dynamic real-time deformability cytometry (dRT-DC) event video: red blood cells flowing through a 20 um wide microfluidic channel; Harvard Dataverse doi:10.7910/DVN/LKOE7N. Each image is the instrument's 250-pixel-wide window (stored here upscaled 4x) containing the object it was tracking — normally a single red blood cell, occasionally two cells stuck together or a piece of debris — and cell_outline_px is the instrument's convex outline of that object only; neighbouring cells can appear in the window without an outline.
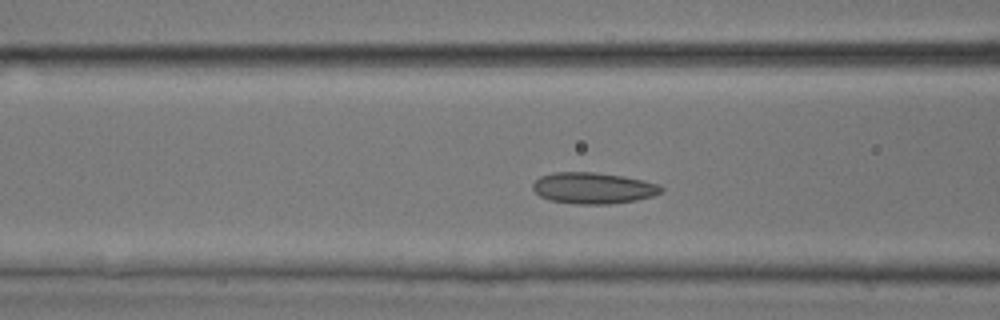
{"species": "common noctule bat (a hibernating species)", "species_latin": "Nyctalus noctula", "temperature_condition": "room temperature", "stored_images_in_passage": 40, "segment_of_instrument_passage": [1, 2], "camera_frame_rate_fps": 3000, "um_per_image_px": 0.085, "animal": {"sex": "male", "body_mass_g": 17.9, "forearm_length_mm": 54.2}, "frame": {"image": 1, "passage_image": 13, "time_ms": 4.0, "image_size_px": [1000, 320], "cell_outline_px": [[664, 188], [660, 192], [652, 196], [636, 200], [608, 204], [576, 204], [552, 200], [540, 196], [532, 188], [532, 184], [540, 176], [552, 172], [596, 172], [624, 176], [644, 180], [660, 184]], "centroid_in_image_um": [50.43, 15.97], "position_along_channel_um": 116.2, "area_um2": 23.41}}
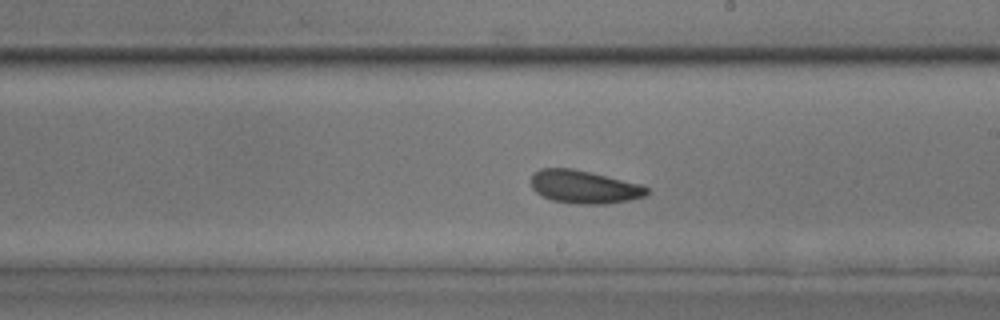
{"frame": {"image": 2, "passage_image": 21, "time_ms": 6.667, "image_size_px": [1000, 320], "cell_outline_px": [[648, 192], [644, 196], [628, 200], [604, 204], [580, 204], [552, 200], [536, 192], [532, 188], [532, 176], [540, 168], [572, 168], [640, 184], [648, 188]], "centroid_in_image_um": [49.64, 15.88], "position_along_channel_um": 239.4, "area_um2": 21.91}}
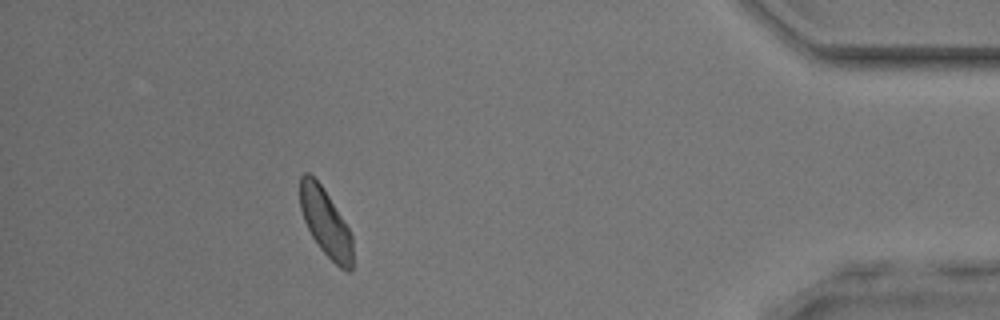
{"frame": {"image": 3, "passage_image": 35, "time_ms": 11.333, "image_size_px": [1000, 320], "cell_outline_px": [[352, 268], [348, 272], [340, 268], [320, 248], [312, 236], [304, 220], [300, 208], [300, 176], [304, 172], [308, 172], [320, 184], [328, 196], [348, 228], [352, 236]], "centroid_in_image_um": [27.66, 18.92], "position_along_channel_um": 407.5, "area_um2": 20.29}}